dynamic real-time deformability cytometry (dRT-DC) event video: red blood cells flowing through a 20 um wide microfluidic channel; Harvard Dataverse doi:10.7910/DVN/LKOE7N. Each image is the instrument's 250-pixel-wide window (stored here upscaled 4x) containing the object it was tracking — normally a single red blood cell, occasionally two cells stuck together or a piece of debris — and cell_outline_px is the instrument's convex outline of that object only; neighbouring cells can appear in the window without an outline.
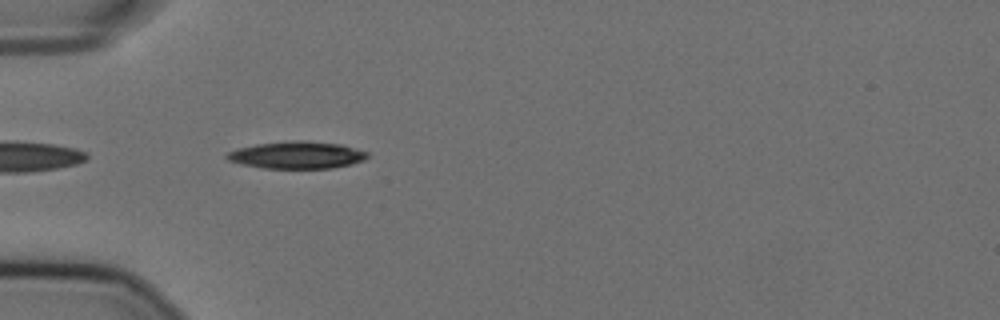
{"species": "Egyptian fruit bat (a non-hibernating species)", "species_latin": "Rousettus aegyptiacus", "temperature_condition": "cold", "stored_images_in_passage": 34, "camera_frame_rate_fps": 3000, "um_per_image_px": 0.085, "animal": {"sex": "female"}, "frame": {"image": 1, "passage_image": 2, "time_ms": 0.333, "image_size_px": [1000, 320], "cell_outline_px": [[368, 156], [364, 160], [352, 164], [332, 168], [264, 168], [244, 164], [228, 160], [224, 156], [228, 152], [236, 148], [256, 144], [292, 140], [304, 140], [344, 144], [368, 152]], "centroid_in_image_um": [25.26, 13.16], "position_along_channel_um": 59.7, "area_um2": 22.43}}
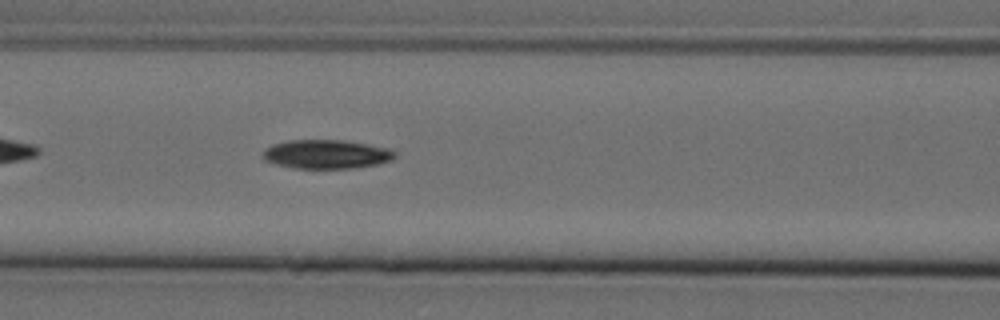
{"frame": {"image": 2, "passage_image": 9, "time_ms": 2.667, "image_size_px": [1000, 320], "cell_outline_px": [[396, 156], [392, 160], [376, 164], [352, 168], [296, 168], [276, 164], [264, 160], [260, 156], [264, 148], [272, 144], [288, 140], [344, 140], [392, 148], [396, 152]], "centroid_in_image_um": [27.73, 13.09], "position_along_channel_um": 138.9, "area_um2": 22.48}}
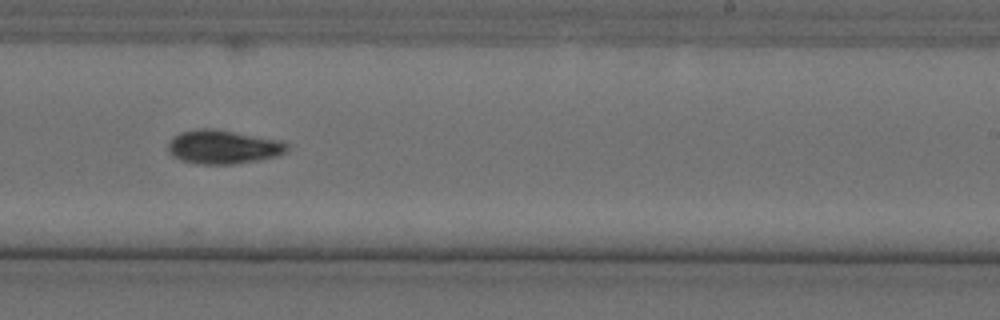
{"frame": {"image": 3, "passage_image": 20, "time_ms": 6.333, "image_size_px": [1000, 320], "cell_outline_px": [[288, 148], [284, 152], [276, 156], [260, 160], [232, 164], [200, 164], [180, 160], [172, 156], [168, 152], [168, 140], [172, 136], [180, 132], [196, 128], [212, 128], [284, 140], [288, 144]], "centroid_in_image_um": [18.94, 12.47], "position_along_channel_um": 270.1, "area_um2": 23.81}, "authors_computed_cell_mechanics": {"area_um2": 22.4842, "velocity_mm_per_s": 3.596, "shape_relaxation_time_tau1_ms": 5.6619, "shape_relaxation_time_tau2_ms": null, "deformation_change_tau1": 0.1561, "deformation_change_tau2": null}}